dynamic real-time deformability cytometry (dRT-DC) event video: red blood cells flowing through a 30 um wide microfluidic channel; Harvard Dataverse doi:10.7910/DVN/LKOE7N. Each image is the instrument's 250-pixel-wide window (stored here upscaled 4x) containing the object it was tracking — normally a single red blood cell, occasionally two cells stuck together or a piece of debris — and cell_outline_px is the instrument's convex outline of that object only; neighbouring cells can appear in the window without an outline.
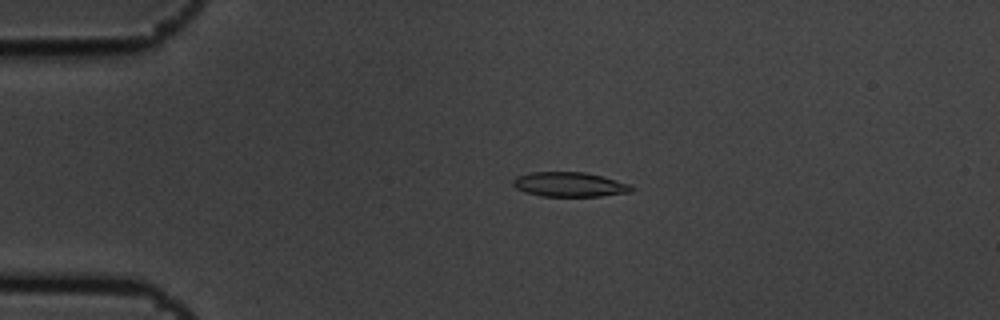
{"species": "common noctule bat (a hibernating species)", "species_latin": "Nyctalus noctula", "temperature_condition": "cold", "stored_images_in_passage": 5, "camera_frame_rate_fps": 3000, "um_per_image_px": 0.085, "animal": {"sex": "male", "body_mass_g": 19.5, "forearm_length_mm": 54.6}, "frame": {"image": 1, "passage_image": 3, "time_ms": 0.667, "image_size_px": [1000, 320], "cell_outline_px": [[632, 192], [600, 196], [540, 196], [524, 192], [516, 188], [512, 184], [512, 180], [516, 176], [528, 172], [584, 172], [616, 180], [628, 184], [632, 188]], "centroid_in_image_um": [48.33, 15.68], "position_along_channel_um": 36.7, "area_um2": 16.94}}
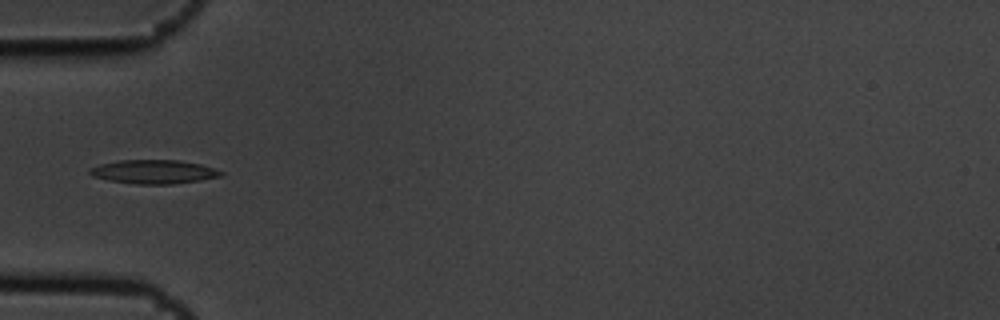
{"frame": {"image": 2, "passage_image": 5, "time_ms": 1.333, "image_size_px": [1000, 320], "cell_outline_px": [[224, 176], [200, 180], [172, 184], [136, 184], [108, 180], [92, 176], [88, 172], [88, 168], [100, 164], [120, 160], [180, 160], [200, 164], [224, 172]], "centroid_in_image_um": [13.06, 14.6], "position_along_channel_um": 71.9, "area_um2": 18.26}}